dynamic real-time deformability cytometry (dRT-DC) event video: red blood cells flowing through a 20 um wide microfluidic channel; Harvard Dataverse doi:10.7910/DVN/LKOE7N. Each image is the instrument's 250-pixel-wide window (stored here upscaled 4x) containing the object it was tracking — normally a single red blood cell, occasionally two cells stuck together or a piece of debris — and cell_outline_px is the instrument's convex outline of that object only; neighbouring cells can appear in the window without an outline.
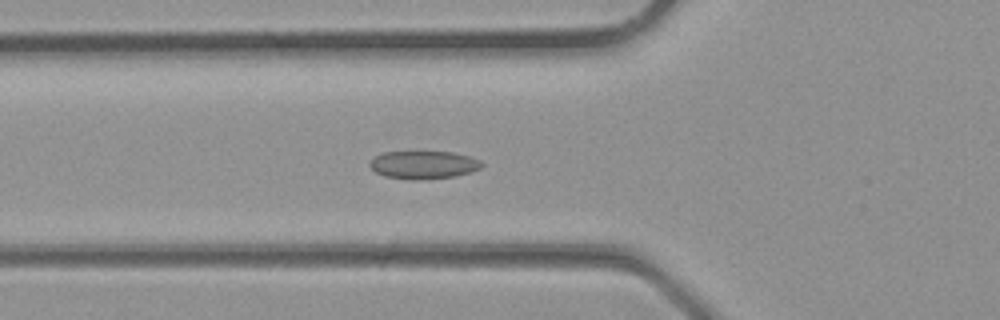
{"species": "common noctule bat (a hibernating species)", "species_latin": "Nyctalus noctula", "temperature_condition": "room temperature", "stored_images_in_passage": 33, "camera_frame_rate_fps": 3000, "um_per_image_px": 0.085, "animal": {"sex": "male", "body_mass_g": 23.1, "forearm_length_mm": 52.7}, "frame": {"image": 1, "passage_image": 11, "time_ms": 3.333, "image_size_px": [1000, 320], "cell_outline_px": [[484, 164], [480, 168], [456, 176], [424, 180], [408, 180], [384, 176], [376, 172], [368, 164], [376, 156], [384, 152], [452, 152], [468, 156], [480, 160]], "centroid_in_image_um": [35.99, 14.02], "position_along_channel_um": 89.8, "area_um2": 18.21}}
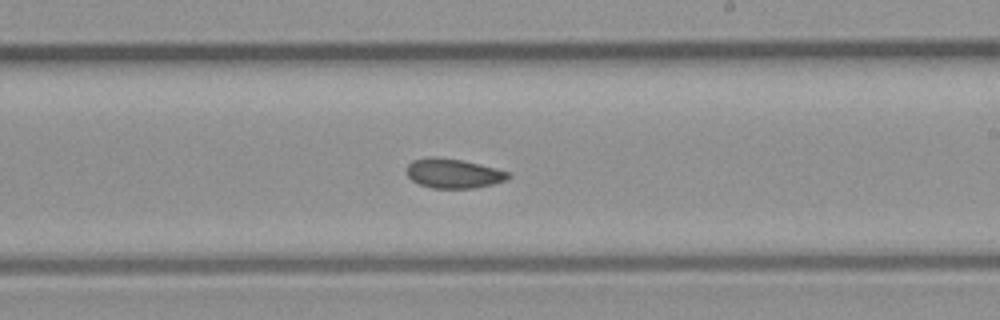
{"frame": {"image": 2, "passage_image": 19, "time_ms": 6.0, "image_size_px": [1000, 320], "cell_outline_px": [[512, 176], [508, 180], [476, 188], [432, 188], [420, 184], [412, 180], [404, 172], [404, 168], [412, 160], [428, 156], [436, 156], [460, 160], [480, 164], [512, 172]], "centroid_in_image_um": [38.54, 14.73], "position_along_channel_um": 250.5, "area_um2": 17.86}}
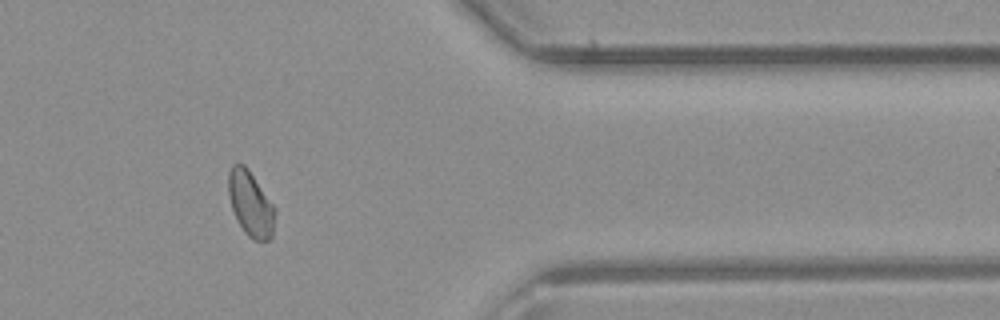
{"frame": {"image": 3, "passage_image": 27, "time_ms": 8.667, "image_size_px": [1000, 320], "cell_outline_px": [[276, 212], [272, 236], [268, 240], [252, 240], [244, 232], [236, 220], [228, 196], [228, 172], [232, 164], [244, 164], [248, 168], [276, 208]], "centroid_in_image_um": [21.29, 17.32], "position_along_channel_um": 390.1, "area_um2": 17.92}}